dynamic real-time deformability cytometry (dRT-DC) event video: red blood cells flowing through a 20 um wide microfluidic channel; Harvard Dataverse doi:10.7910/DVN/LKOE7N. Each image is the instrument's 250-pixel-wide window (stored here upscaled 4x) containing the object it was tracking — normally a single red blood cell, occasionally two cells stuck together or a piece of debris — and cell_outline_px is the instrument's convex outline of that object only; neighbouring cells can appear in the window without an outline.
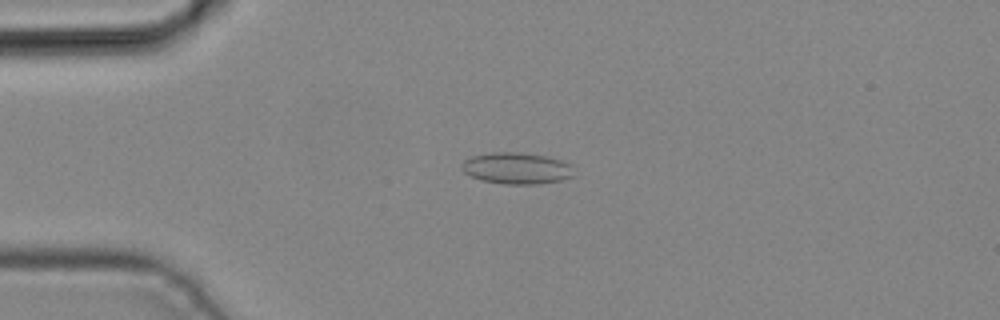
{"species": "common noctule bat (a hibernating species)", "species_latin": "Nyctalus noctula", "temperature_condition": "cold", "stored_images_in_passage": 2, "camera_frame_rate_fps": 3000, "um_per_image_px": 0.085, "animal": {"sex": "male", "body_mass_g": 19.2, "forearm_length_mm": 51.8}, "frame": {"image": 1, "passage_image": 1, "time_ms": 0.0, "image_size_px": [1000, 320], "cell_outline_px": [[576, 176], [560, 180], [540, 184], [504, 184], [484, 180], [472, 176], [464, 172], [464, 160], [472, 156], [492, 152], [520, 152], [548, 156], [572, 164]], "centroid_in_image_um": [44.01, 14.3], "position_along_channel_um": 41.0, "area_um2": 20.58}}